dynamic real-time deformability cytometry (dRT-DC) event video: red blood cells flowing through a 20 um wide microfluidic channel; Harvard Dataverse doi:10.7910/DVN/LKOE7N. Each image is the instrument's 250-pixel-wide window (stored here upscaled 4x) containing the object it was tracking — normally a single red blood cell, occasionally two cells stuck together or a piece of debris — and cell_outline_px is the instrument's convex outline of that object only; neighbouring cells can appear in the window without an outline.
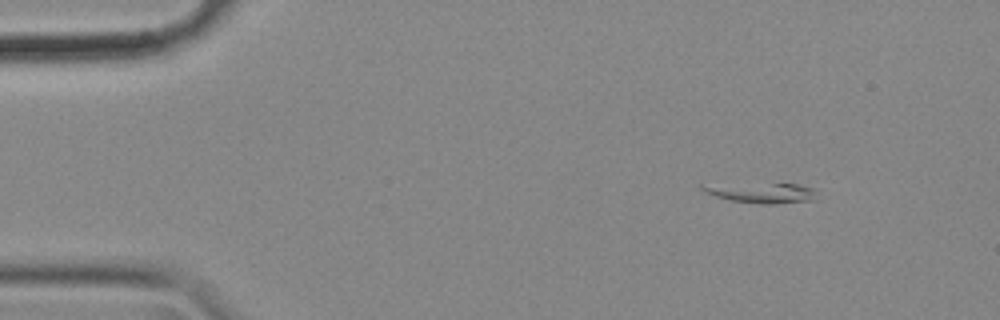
{"species": "common noctule bat (a hibernating species)", "species_latin": "Nyctalus noctula", "temperature_condition": "cold", "stored_images_in_passage": 3, "camera_frame_rate_fps": 3000, "um_per_image_px": 0.085, "animal": {"sex": "female", "body_mass_g": 18.4}, "frame": {"image": 1, "passage_image": 2, "time_ms": 0.333, "image_size_px": [1000, 320], "cell_outline_px": [[812, 200], [776, 204], [760, 204], [732, 200], [716, 196], [700, 188], [700, 184], [796, 184], [812, 188]], "centroid_in_image_um": [64.67, 16.38], "position_along_channel_um": 20.3, "area_um2": 12.95}}